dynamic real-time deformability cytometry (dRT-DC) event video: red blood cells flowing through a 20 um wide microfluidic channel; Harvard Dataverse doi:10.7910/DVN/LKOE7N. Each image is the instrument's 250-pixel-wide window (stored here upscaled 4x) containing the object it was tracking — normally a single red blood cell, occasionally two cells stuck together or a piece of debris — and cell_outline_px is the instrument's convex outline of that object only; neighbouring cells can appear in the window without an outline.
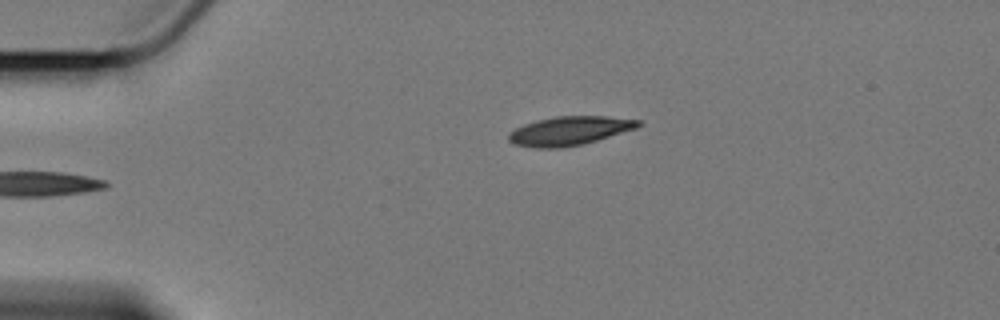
{"species": "Egyptian fruit bat (a non-hibernating species)", "species_latin": "Rousettus aegyptiacus", "temperature_condition": "cold", "stored_images_in_passage": 5, "camera_frame_rate_fps": 3000, "um_per_image_px": 0.085, "animal": {"sex": "female"}, "frame": {"image": 1, "passage_image": 1, "time_ms": 0.0, "image_size_px": [1000, 320], "cell_outline_px": [[644, 124], [636, 128], [596, 140], [580, 144], [560, 148], [536, 148], [516, 144], [508, 140], [508, 132], [524, 124], [536, 120], [556, 116], [604, 116], [640, 120]], "centroid_in_image_um": [48.39, 11.11], "position_along_channel_um": 36.6, "area_um2": 21.62}}